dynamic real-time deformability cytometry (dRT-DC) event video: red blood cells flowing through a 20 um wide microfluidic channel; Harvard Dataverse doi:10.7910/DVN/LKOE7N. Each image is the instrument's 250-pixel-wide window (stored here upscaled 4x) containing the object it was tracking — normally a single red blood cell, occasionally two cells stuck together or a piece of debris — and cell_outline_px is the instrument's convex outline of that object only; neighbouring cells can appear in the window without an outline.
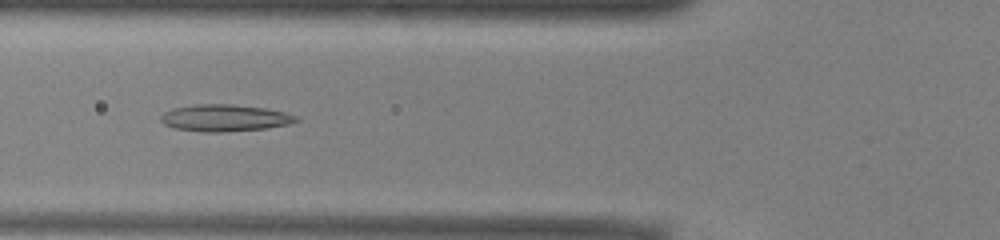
{"species": "common noctule bat (a hibernating species)", "species_latin": "Nyctalus noctula", "temperature_condition": "warm", "stored_images_in_passage": 51, "camera_frame_rate_fps": 3000, "um_per_image_px": 0.085, "animal": {"sex": "male", "body_mass_g": 13.0, "forearm_length_mm": 53.1}, "frame": {"image": 1, "passage_image": 19, "time_ms": 6.0, "image_size_px": [1000, 240], "cell_outline_px": [[300, 120], [288, 124], [268, 128], [224, 132], [204, 132], [176, 128], [164, 124], [160, 120], [160, 116], [164, 112], [172, 108], [196, 104], [232, 104], [264, 108], [284, 112], [296, 116]], "centroid_in_image_um": [19.09, 10.02], "position_along_channel_um": 106.7, "area_um2": 21.15}}
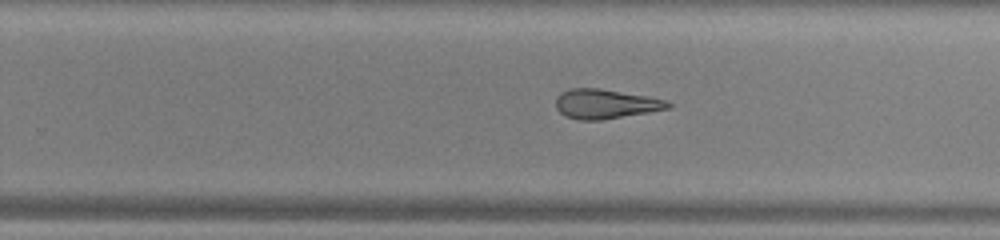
{"frame": {"image": 2, "passage_image": 32, "time_ms": 10.333, "image_size_px": [1000, 240], "cell_outline_px": [[672, 108], [600, 120], [580, 120], [564, 116], [556, 108], [556, 96], [560, 92], [568, 88], [600, 88], [648, 96], [664, 100], [672, 104]], "centroid_in_image_um": [51.43, 8.82], "position_along_channel_um": 278.4, "area_um2": 19.36}}
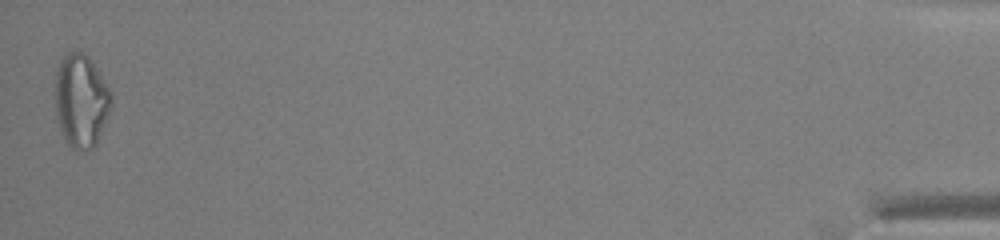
{"frame": {"image": 3, "passage_image": 51, "time_ms": 16.667, "image_size_px": [1000, 240], "cell_outline_px": [[112, 104], [108, 116], [96, 148], [80, 152], [76, 152], [68, 148], [56, 116], [56, 72], [60, 60], [68, 52], [84, 52], [92, 60], [112, 92]], "centroid_in_image_um": [6.92, 8.62], "position_along_channel_um": 428.3, "area_um2": 31.1}, "authors_computed_cell_mechanics": {"area_um2": 22.4842, "velocity_mm_per_s": 3.9767, "shape_relaxation_time_tau1_ms": null, "shape_relaxation_time_tau2_ms": 4.5132, "deformation_change_tau1": null, "deformation_change_tau2": 0.1629}}